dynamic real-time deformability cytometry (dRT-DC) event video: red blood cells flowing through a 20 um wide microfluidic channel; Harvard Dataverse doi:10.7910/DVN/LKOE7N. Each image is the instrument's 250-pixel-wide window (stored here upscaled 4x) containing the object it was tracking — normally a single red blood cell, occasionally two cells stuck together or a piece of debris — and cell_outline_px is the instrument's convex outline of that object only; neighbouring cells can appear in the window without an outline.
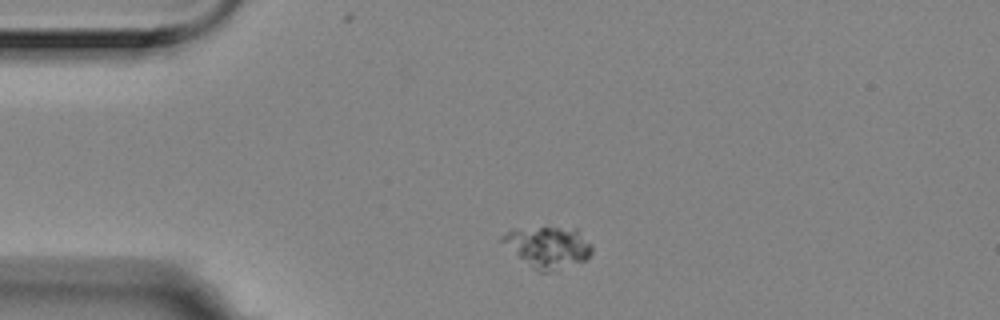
{"species": "Egyptian fruit bat (a non-hibernating species)", "species_latin": "Rousettus aegyptiacus", "temperature_condition": "room temperature", "stored_images_in_passage": 7, "camera_frame_rate_fps": 3000, "um_per_image_px": 0.085, "animal": {"sex": "female"}, "frame": {"image": 1, "passage_image": 1, "time_ms": 0.0, "image_size_px": [1000, 320], "cell_outline_px": [[592, 252], [584, 260], [556, 272], [540, 272], [532, 268], [500, 240], [500, 236], [512, 228], [576, 228], [592, 244]], "centroid_in_image_um": [46.59, 21.01], "position_along_channel_um": 38.4, "area_um2": 21.56}}
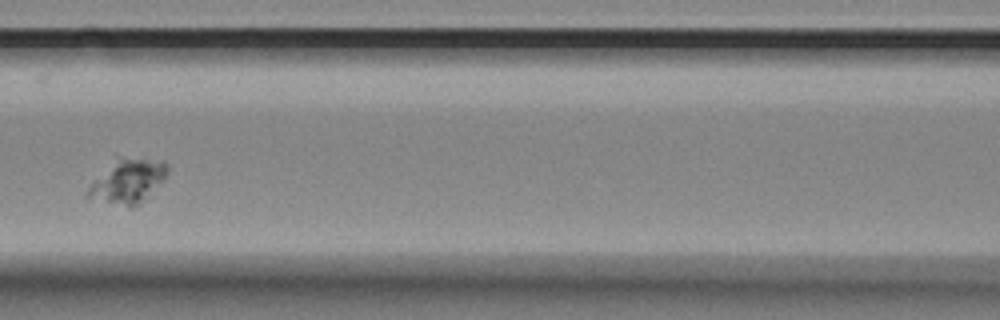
{"frame": {"image": 2, "passage_image": 4, "time_ms": 1.0, "image_size_px": [1000, 320], "cell_outline_px": [[168, 172], [164, 180], [140, 204], [132, 208], [128, 208], [84, 196], [88, 188], [116, 156], [120, 156], [164, 160], [168, 164]], "centroid_in_image_um": [10.9, 15.38], "position_along_channel_um": 155.7, "area_um2": 20.75}}
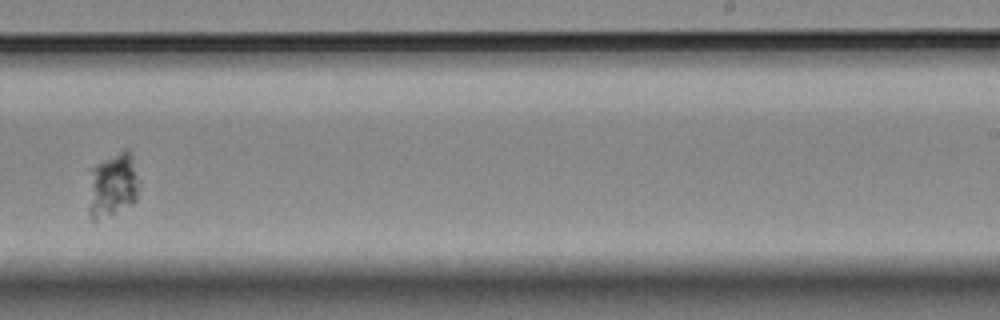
{"frame": {"image": 3, "passage_image": 7, "time_ms": 2.0, "image_size_px": [1000, 320], "cell_outline_px": [[136, 200], [132, 204], [96, 224], [92, 224], [88, 216], [88, 168], [124, 148], [128, 148], [132, 156], [136, 176]], "centroid_in_image_um": [9.46, 15.8], "position_along_channel_um": 279.5, "area_um2": 19.77}}